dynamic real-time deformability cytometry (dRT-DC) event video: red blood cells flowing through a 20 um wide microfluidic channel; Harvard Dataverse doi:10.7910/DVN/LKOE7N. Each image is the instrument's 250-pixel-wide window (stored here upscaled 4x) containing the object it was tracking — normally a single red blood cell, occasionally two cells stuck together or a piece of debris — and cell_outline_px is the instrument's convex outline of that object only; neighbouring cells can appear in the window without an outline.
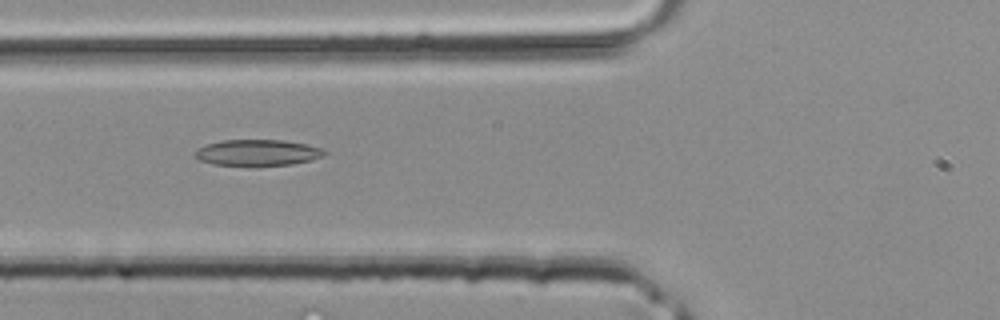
{"species": "common noctule bat (a hibernating species)", "species_latin": "Nyctalus noctula", "temperature_condition": "room temperature", "stored_images_in_passage": 29, "camera_frame_rate_fps": 3000, "um_per_image_px": 0.085, "animal": {"sex": "male", "body_mass_g": 20.4}, "frame": {"image": 1, "passage_image": 3, "time_ms": 0.667, "image_size_px": [1000, 320], "cell_outline_px": [[328, 152], [324, 156], [312, 160], [292, 164], [212, 164], [200, 160], [192, 156], [192, 152], [196, 148], [204, 144], [220, 140], [284, 140], [308, 144], [324, 148]], "centroid_in_image_um": [21.88, 12.94], "position_along_channel_um": 103.9, "area_um2": 19.77}}
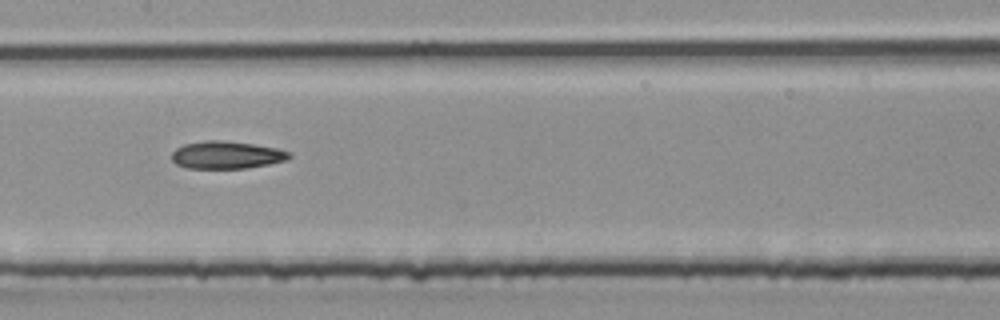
{"frame": {"image": 2, "passage_image": 8, "time_ms": 2.333, "image_size_px": [1000, 320], "cell_outline_px": [[292, 156], [284, 160], [268, 164], [244, 168], [184, 168], [176, 164], [172, 160], [172, 152], [176, 148], [184, 144], [204, 140], [224, 140], [252, 144], [276, 148], [288, 152]], "centroid_in_image_um": [19.19, 13.17], "position_along_channel_um": 188.2, "area_um2": 18.73}}
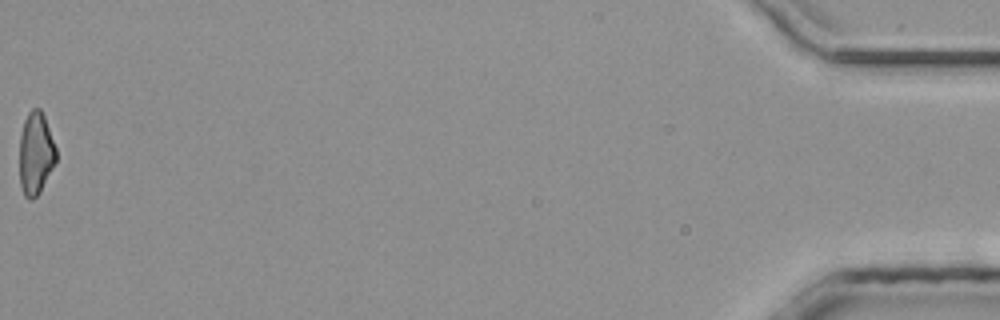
{"frame": {"image": 3, "passage_image": 29, "time_ms": 9.333, "image_size_px": [1000, 320], "cell_outline_px": [[56, 160], [40, 192], [32, 200], [28, 200], [24, 196], [20, 184], [20, 136], [24, 120], [28, 112], [32, 108], [40, 108], [44, 116], [56, 148]], "centroid_in_image_um": [3.02, 13.05], "position_along_channel_um": 432.2, "area_um2": 17.51}}